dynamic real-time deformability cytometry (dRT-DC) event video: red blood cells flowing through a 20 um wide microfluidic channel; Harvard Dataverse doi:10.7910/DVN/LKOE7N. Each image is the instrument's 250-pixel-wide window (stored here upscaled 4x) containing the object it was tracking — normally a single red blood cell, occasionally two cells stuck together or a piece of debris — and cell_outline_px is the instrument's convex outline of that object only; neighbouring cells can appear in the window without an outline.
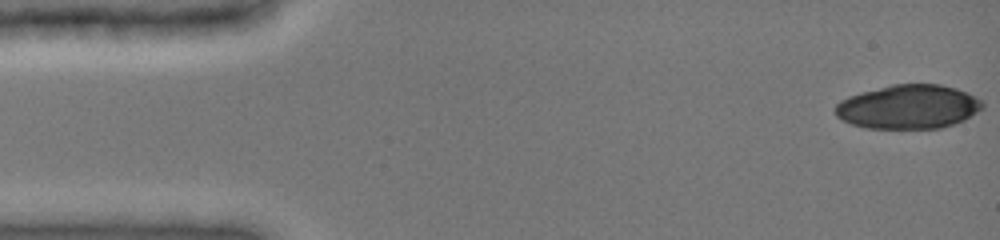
{"species": "common noctule bat (a hibernating species)", "species_latin": "Nyctalus noctula", "temperature_condition": "cold", "stored_images_in_passage": 56, "camera_frame_rate_fps": 3000, "um_per_image_px": 0.085, "animal": {"sex": "female", "body_mass_g": 19.0, "forearm_length_mm": 51.5}, "frame": {"image": 1, "passage_image": 1, "time_ms": 0.0, "image_size_px": [1000, 240], "cell_outline_px": [[984, 108], [964, 120], [940, 128], [864, 128], [852, 124], [836, 116], [832, 108], [840, 100], [848, 96], [860, 92], [892, 84], [940, 84], [956, 88], [968, 92], [980, 100], [984, 104]], "centroid_in_image_um": [77.19, 9.07], "position_along_channel_um": 7.8, "area_um2": 37.97}}